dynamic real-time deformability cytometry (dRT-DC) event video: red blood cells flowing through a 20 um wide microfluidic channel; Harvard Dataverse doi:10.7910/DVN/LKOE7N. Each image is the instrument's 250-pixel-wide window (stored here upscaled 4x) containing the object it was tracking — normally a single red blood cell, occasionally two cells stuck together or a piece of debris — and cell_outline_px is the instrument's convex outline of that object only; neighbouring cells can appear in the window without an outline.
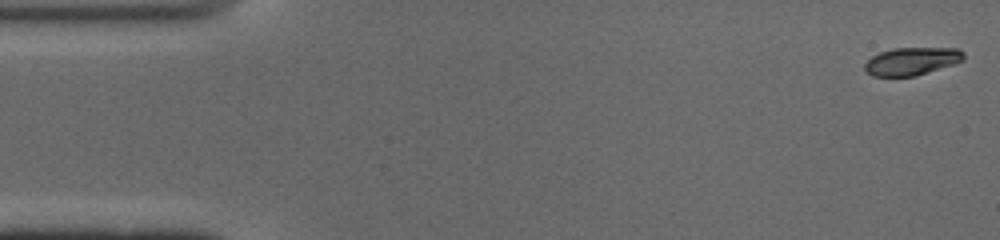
{"species": "common noctule bat (a hibernating species)", "species_latin": "Nyctalus noctula", "temperature_condition": "cold", "stored_images_in_passage": 51, "camera_frame_rate_fps": 3000, "um_per_image_px": 0.085, "animal": {"sex": "male", "body_mass_g": 19.0, "forearm_length_mm": 50.8}, "frame": {"image": 1, "passage_image": 1, "time_ms": 0.0, "image_size_px": [1000, 240], "cell_outline_px": [[964, 60], [916, 76], [872, 76], [864, 68], [864, 64], [872, 56], [880, 52], [892, 48], [956, 48], [964, 52]], "centroid_in_image_um": [77.49, 5.2], "position_along_channel_um": 7.5, "area_um2": 15.9}}
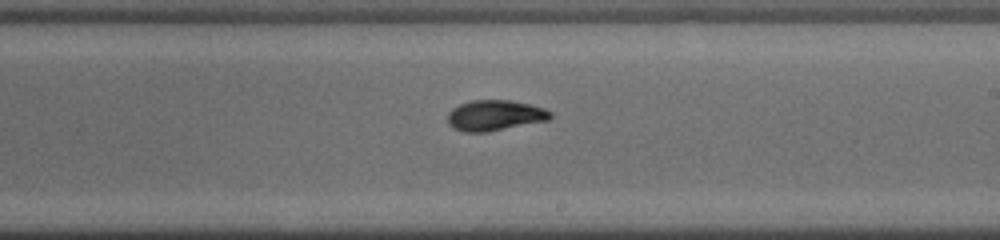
{"frame": {"image": 2, "passage_image": 29, "time_ms": 9.333, "image_size_px": [1000, 240], "cell_outline_px": [[552, 116], [548, 120], [488, 132], [464, 132], [452, 128], [448, 124], [448, 112], [452, 108], [460, 104], [472, 100], [508, 100], [528, 104], [544, 108], [552, 112]], "centroid_in_image_um": [42.03, 9.81], "position_along_channel_um": 247.0, "area_um2": 18.32}}
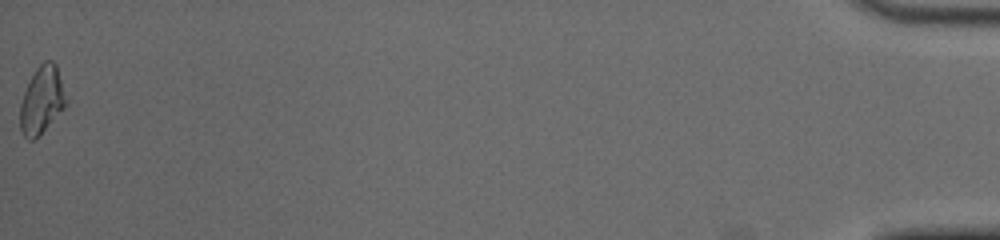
{"frame": {"image": 3, "passage_image": 51, "time_ms": 16.667, "image_size_px": [1000, 240], "cell_outline_px": [[64, 108], [32, 140], [28, 140], [24, 136], [20, 128], [20, 104], [24, 92], [36, 68], [44, 60], [52, 60], [56, 64], [60, 80], [64, 100]], "centroid_in_image_um": [3.5, 8.49], "position_along_channel_um": 431.7, "area_um2": 17.11}, "authors_computed_cell_mechanics": {"area_um2": 17.5134, "velocity_mm_per_s": 3.9307, "shape_relaxation_time_tau1_ms": 6.5628, "shape_relaxation_time_tau2_ms": 1.7643, "deformation_change_tau1": 0.1766, "deformation_change_tau2": 0.0564}}